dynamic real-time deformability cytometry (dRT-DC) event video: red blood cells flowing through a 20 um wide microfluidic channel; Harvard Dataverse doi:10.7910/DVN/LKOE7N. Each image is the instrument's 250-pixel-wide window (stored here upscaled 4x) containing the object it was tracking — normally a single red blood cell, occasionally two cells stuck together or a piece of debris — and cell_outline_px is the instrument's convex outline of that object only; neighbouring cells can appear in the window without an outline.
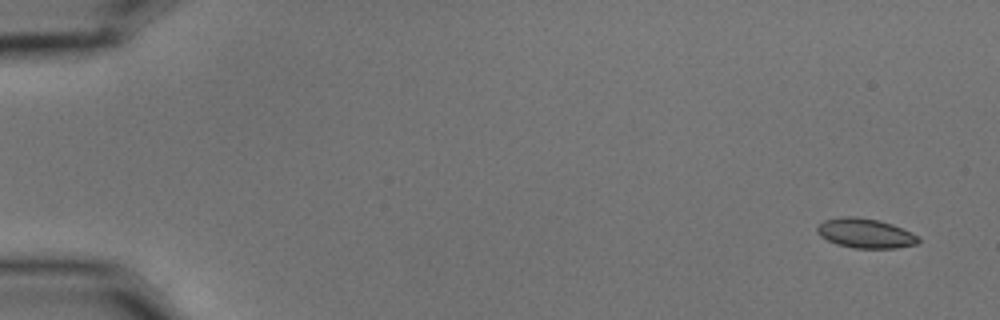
{"species": "common noctule bat (a hibernating species)", "species_latin": "Nyctalus noctula", "temperature_condition": "cold", "stored_images_in_passage": 5, "camera_frame_rate_fps": 3000, "um_per_image_px": 0.085, "animal": {"sex": "male", "body_mass_g": 15.6}, "frame": {"image": 1, "passage_image": 1, "time_ms": 0.0, "image_size_px": [1000, 320], "cell_outline_px": [[920, 240], [916, 244], [896, 248], [852, 248], [836, 244], [820, 236], [816, 232], [816, 228], [824, 220], [840, 216], [856, 216], [880, 220], [892, 224], [912, 232], [920, 236]], "centroid_in_image_um": [73.56, 19.82], "position_along_channel_um": 11.4, "area_um2": 17.69}}
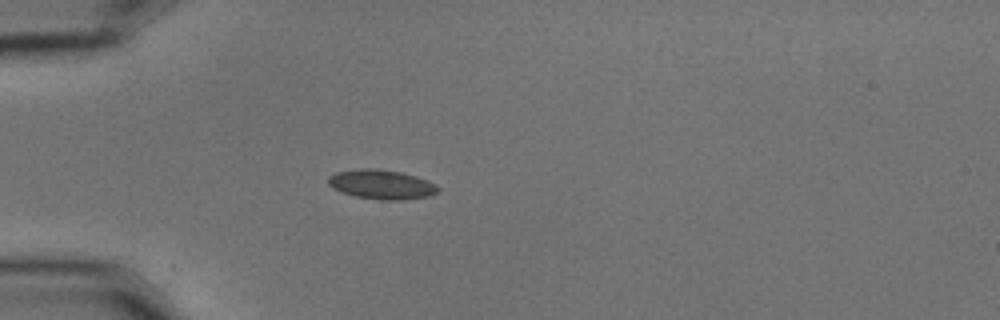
{"frame": {"image": 2, "passage_image": 4, "time_ms": 1.0, "image_size_px": [1000, 320], "cell_outline_px": [[440, 188], [436, 192], [428, 196], [404, 200], [380, 200], [356, 196], [340, 192], [332, 188], [328, 184], [328, 176], [336, 172], [360, 168], [372, 168], [400, 172], [416, 176], [428, 180], [436, 184]], "centroid_in_image_um": [32.41, 15.68], "position_along_channel_um": 52.6, "area_um2": 18.9}}